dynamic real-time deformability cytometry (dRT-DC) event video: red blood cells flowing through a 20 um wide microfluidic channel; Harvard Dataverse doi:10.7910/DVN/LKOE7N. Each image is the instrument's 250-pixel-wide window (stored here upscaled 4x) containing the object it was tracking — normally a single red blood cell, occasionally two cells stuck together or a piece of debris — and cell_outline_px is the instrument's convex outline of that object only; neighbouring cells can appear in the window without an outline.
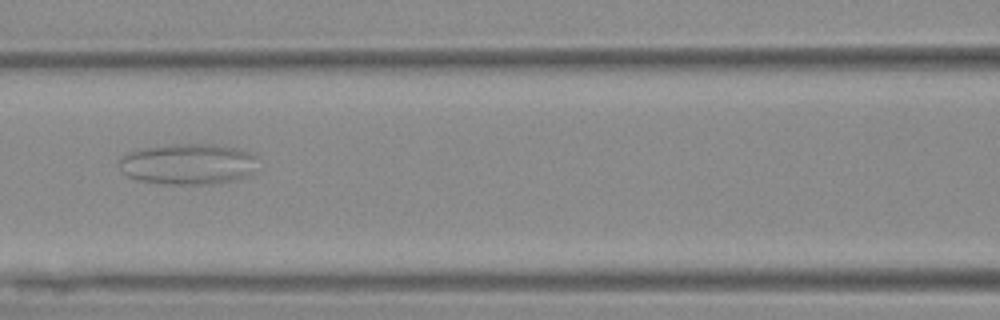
{"species": "Egyptian fruit bat (a non-hibernating species)", "species_latin": "Rousettus aegyptiacus", "temperature_condition": "warm", "stored_images_in_passage": 44, "camera_frame_rate_fps": 3000, "um_per_image_px": 0.085, "animal": {"sex": "female"}, "frame": {"image": 1, "passage_image": 16, "time_ms": 5.0, "image_size_px": [1000, 320], "cell_outline_px": [[256, 156], [252, 172], [236, 180], [212, 184], [164, 184], [136, 180], [120, 172], [116, 164], [116, 160], [120, 156], [128, 152], [140, 148], [172, 144], [216, 144], [240, 148], [252, 152]], "centroid_in_image_um": [15.9, 13.93], "position_along_channel_um": 150.7, "area_um2": 33.7}}
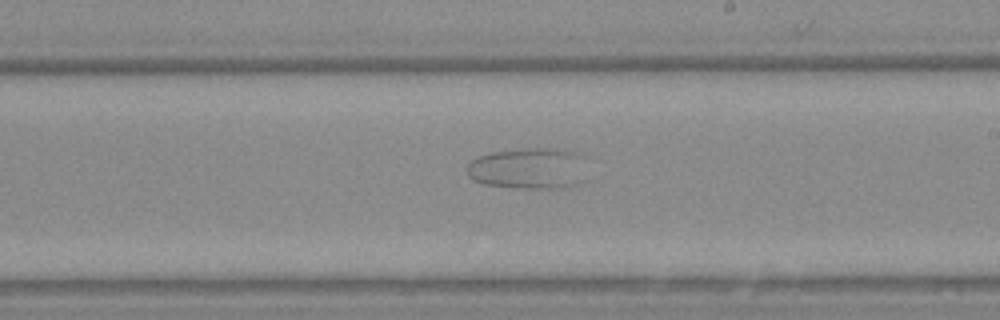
{"frame": {"image": 2, "passage_image": 24, "time_ms": 7.667, "image_size_px": [1000, 320], "cell_outline_px": [[588, 156], [584, 180], [576, 184], [564, 188], [516, 188], [484, 184], [472, 180], [468, 176], [468, 164], [476, 156], [488, 152], [524, 148], [552, 148], [572, 152]], "centroid_in_image_um": [44.96, 14.31], "position_along_channel_um": 244.0, "area_um2": 29.59}}
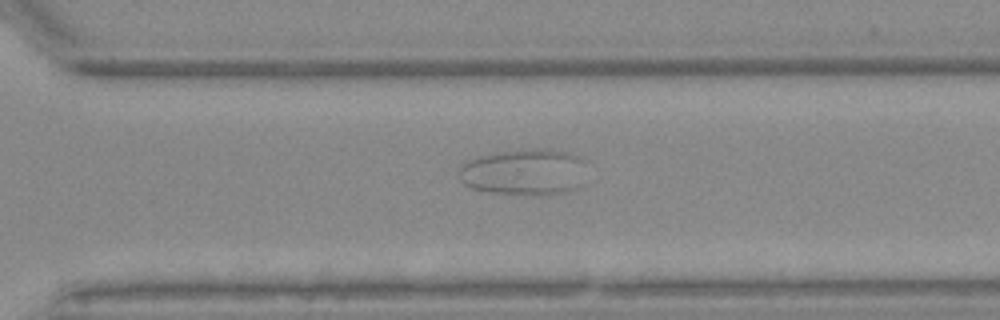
{"frame": {"image": 3, "passage_image": 31, "time_ms": 10.0, "image_size_px": [1000, 320], "cell_outline_px": [[584, 160], [580, 184], [572, 188], [560, 192], [536, 196], [532, 196], [492, 192], [472, 188], [464, 184], [460, 180], [460, 164], [468, 160], [480, 156], [496, 152], [520, 148], [548, 148], [568, 152], [580, 156]], "centroid_in_image_um": [44.51, 14.59], "position_along_channel_um": 326.1, "area_um2": 34.62}}